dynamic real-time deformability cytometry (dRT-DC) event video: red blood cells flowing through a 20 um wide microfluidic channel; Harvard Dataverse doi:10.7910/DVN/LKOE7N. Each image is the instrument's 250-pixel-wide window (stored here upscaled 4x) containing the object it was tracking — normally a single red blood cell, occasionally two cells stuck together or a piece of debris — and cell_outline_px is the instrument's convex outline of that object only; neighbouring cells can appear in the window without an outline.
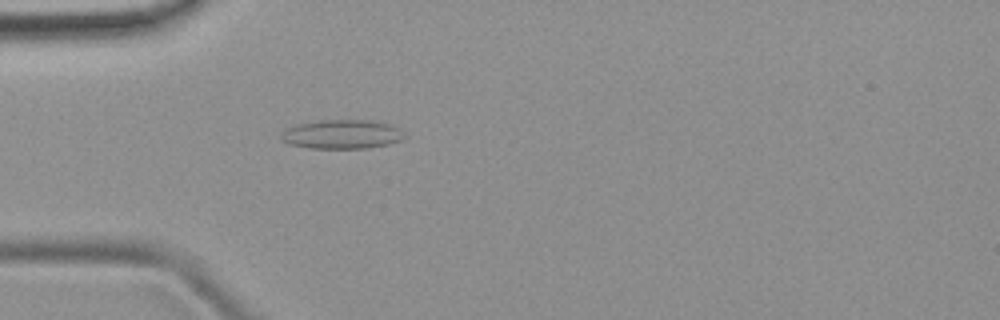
{"species": "common noctule bat (a hibernating species)", "species_latin": "Nyctalus noctula", "temperature_condition": "room temperature", "stored_images_in_passage": 5, "camera_frame_rate_fps": 3000, "um_per_image_px": 0.085, "animal": {"sex": "female", "body_mass_g": 19.9}, "frame": {"image": 1, "passage_image": 5, "time_ms": 4.667, "image_size_px": [1000, 320], "cell_outline_px": [[408, 136], [400, 140], [388, 144], [368, 148], [308, 148], [288, 144], [280, 140], [280, 136], [288, 128], [296, 124], [320, 120], [380, 120], [400, 128]], "centroid_in_image_um": [29.11, 11.4], "position_along_channel_um": 55.9, "area_um2": 21.21}}